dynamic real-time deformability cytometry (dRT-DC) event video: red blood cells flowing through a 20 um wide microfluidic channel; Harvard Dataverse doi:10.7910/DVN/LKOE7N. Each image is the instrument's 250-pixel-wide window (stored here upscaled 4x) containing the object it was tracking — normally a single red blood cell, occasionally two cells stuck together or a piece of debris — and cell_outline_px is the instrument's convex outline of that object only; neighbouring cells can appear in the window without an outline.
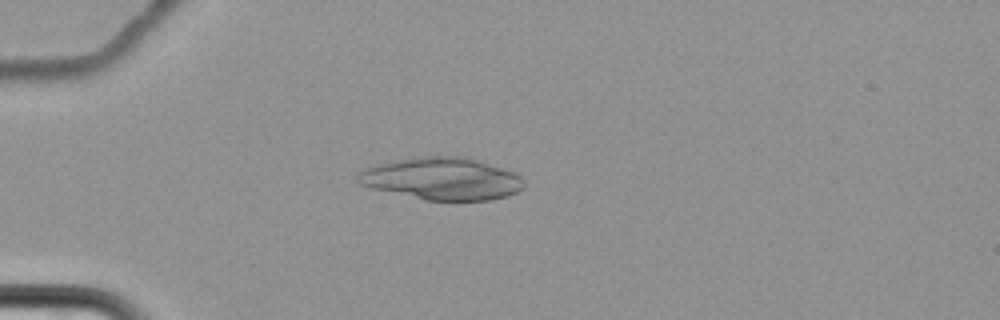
{"species": "common noctule bat (a hibernating species)", "species_latin": "Nyctalus noctula", "temperature_condition": "cold", "stored_images_in_passage": 8, "camera_frame_rate_fps": 3000, "um_per_image_px": 0.085, "animal": {"sex": "female", "body_mass_g": 22.7, "forearm_length_mm": 54.2}, "frame": {"image": 1, "passage_image": 6, "time_ms": 6.0, "image_size_px": [1000, 320], "cell_outline_px": [[524, 184], [516, 192], [508, 196], [488, 200], [428, 200], [372, 188], [360, 184], [356, 180], [356, 172], [364, 168], [376, 164], [424, 156], [460, 156], [476, 160], [512, 172], [520, 176], [524, 180]], "centroid_in_image_um": [37.52, 15.19], "position_along_channel_um": 47.5, "area_um2": 40.34}}